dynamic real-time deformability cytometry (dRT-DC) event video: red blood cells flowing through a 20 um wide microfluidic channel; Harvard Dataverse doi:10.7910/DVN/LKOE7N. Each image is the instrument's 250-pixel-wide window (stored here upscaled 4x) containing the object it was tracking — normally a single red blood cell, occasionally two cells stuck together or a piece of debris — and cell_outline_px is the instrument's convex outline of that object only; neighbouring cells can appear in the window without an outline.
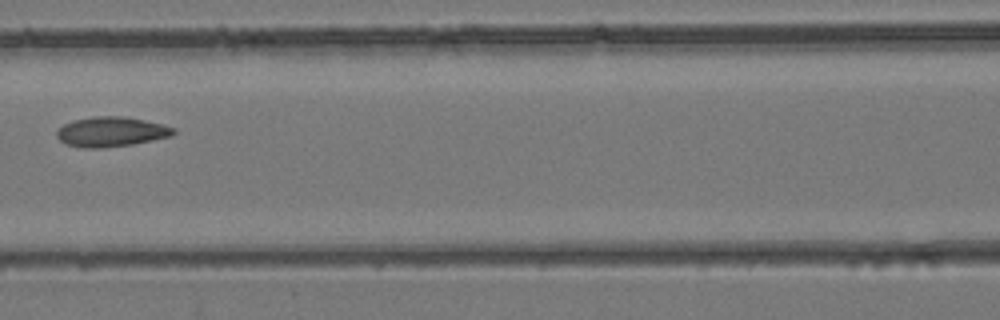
{"species": "common noctule bat (a hibernating species)", "species_latin": "Nyctalus noctula", "temperature_condition": "room temperature", "stored_images_in_passage": 20, "camera_frame_rate_fps": 3000, "um_per_image_px": 0.085, "animal": {"sex": "female", "body_mass_g": 24.6, "forearm_length_mm": 56.2}, "frame": {"image": 1, "passage_image": 8, "time_ms": 2.333, "image_size_px": [1000, 320], "cell_outline_px": [[176, 132], [172, 136], [132, 144], [100, 148], [84, 148], [64, 144], [56, 136], [56, 132], [64, 124], [72, 120], [92, 116], [124, 116], [164, 124], [176, 128]], "centroid_in_image_um": [9.45, 11.19], "position_along_channel_um": 157.1, "area_um2": 20.46}}